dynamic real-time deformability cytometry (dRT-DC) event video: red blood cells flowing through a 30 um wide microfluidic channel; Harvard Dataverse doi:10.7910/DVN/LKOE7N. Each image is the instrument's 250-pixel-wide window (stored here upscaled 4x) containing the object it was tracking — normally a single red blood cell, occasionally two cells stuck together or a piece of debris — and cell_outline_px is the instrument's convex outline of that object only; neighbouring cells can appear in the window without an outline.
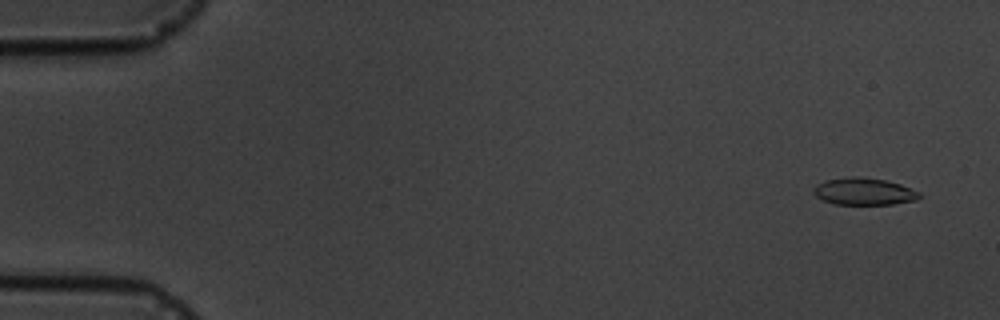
{"species": "common noctule bat (a hibernating species)", "species_latin": "Nyctalus noctula", "temperature_condition": "cold", "stored_images_in_passage": 6, "camera_frame_rate_fps": 3000, "um_per_image_px": 0.085, "animal": {"sex": "male", "body_mass_g": 19.5, "forearm_length_mm": 54.6}, "frame": {"image": 1, "passage_image": 1, "time_ms": 0.0, "image_size_px": [1000, 320], "cell_outline_px": [[920, 196], [916, 200], [892, 204], [832, 204], [816, 196], [812, 192], [812, 188], [816, 184], [824, 180], [852, 176], [860, 176], [884, 180], [900, 184], [920, 192]], "centroid_in_image_um": [73.39, 16.27], "position_along_channel_um": 11.6, "area_um2": 16.76}}
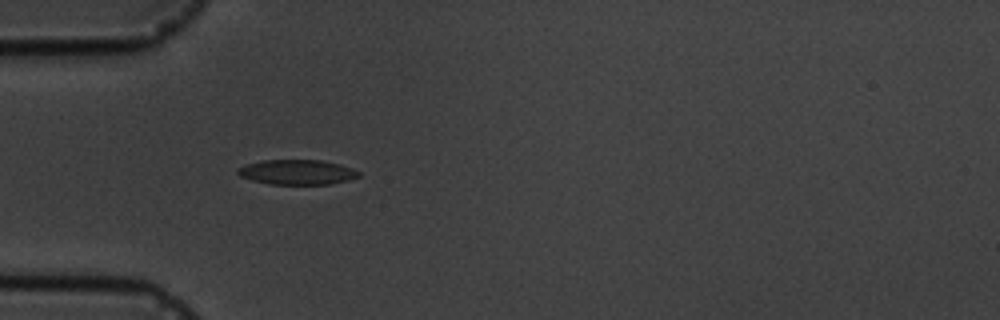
{"frame": {"image": 2, "passage_image": 5, "time_ms": 4.667, "image_size_px": [1000, 320], "cell_outline_px": [[360, 176], [348, 180], [332, 184], [268, 184], [252, 180], [240, 176], [236, 172], [240, 168], [248, 164], [264, 160], [320, 160], [340, 164], [352, 168], [360, 172]], "centroid_in_image_um": [25.29, 14.64], "position_along_channel_um": 59.7, "area_um2": 17.46}}
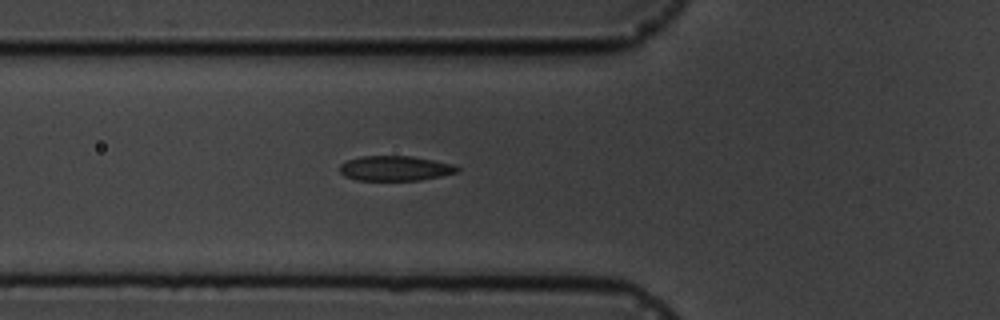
{"frame": {"image": 3, "passage_image": 6, "time_ms": 5.667, "image_size_px": [1000, 320], "cell_outline_px": [[460, 172], [420, 180], [356, 180], [344, 176], [340, 172], [340, 164], [348, 160], [360, 156], [412, 156], [452, 164], [460, 168]], "centroid_in_image_um": [33.58, 14.31], "position_along_channel_um": 92.2, "area_um2": 17.05}}